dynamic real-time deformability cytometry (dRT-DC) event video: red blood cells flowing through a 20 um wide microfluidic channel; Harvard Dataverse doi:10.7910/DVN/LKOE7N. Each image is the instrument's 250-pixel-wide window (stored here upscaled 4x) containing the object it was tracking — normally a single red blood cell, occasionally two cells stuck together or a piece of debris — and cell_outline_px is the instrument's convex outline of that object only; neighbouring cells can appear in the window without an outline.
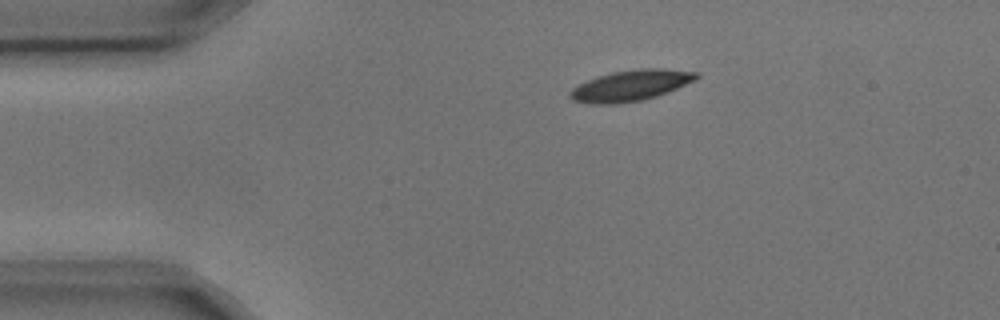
{"species": "common noctule bat (a hibernating species)", "species_latin": "Nyctalus noctula", "temperature_condition": "cold", "stored_images_in_passage": 4, "camera_frame_rate_fps": 3000, "um_per_image_px": 0.085, "animal": {"sex": "male", "body_mass_g": 17.9, "forearm_length_mm": 54.2}, "frame": {"image": 1, "passage_image": 1, "time_ms": 0.0, "image_size_px": [1000, 320], "cell_outline_px": [[700, 76], [696, 80], [668, 92], [656, 96], [640, 100], [616, 104], [588, 104], [572, 100], [568, 96], [568, 92], [572, 88], [596, 76], [612, 72], [640, 68], [664, 68], [700, 72]], "centroid_in_image_um": [53.62, 7.26], "position_along_channel_um": 31.4, "area_um2": 22.95}}
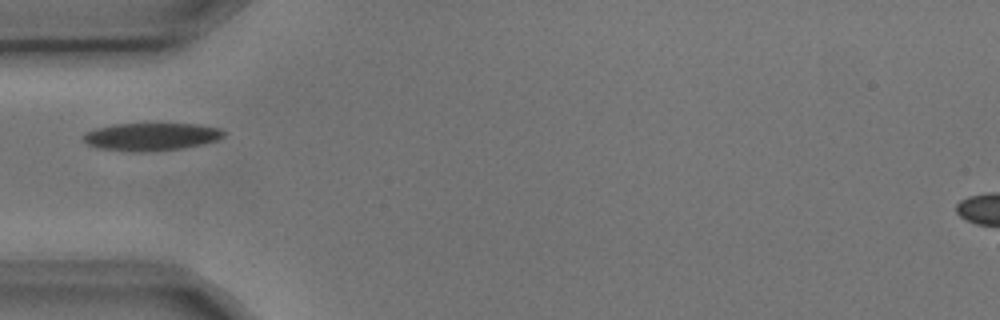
{"frame": {"image": 2, "passage_image": 3, "time_ms": 0.667, "image_size_px": [1000, 320], "cell_outline_px": [[228, 132], [224, 136], [216, 140], [204, 144], [180, 148], [148, 152], [132, 152], [96, 148], [88, 144], [84, 140], [84, 136], [88, 132], [96, 128], [116, 124], [156, 120], [200, 124], [220, 128]], "centroid_in_image_um": [12.93, 11.56], "position_along_channel_um": 72.1, "area_um2": 23.93}}